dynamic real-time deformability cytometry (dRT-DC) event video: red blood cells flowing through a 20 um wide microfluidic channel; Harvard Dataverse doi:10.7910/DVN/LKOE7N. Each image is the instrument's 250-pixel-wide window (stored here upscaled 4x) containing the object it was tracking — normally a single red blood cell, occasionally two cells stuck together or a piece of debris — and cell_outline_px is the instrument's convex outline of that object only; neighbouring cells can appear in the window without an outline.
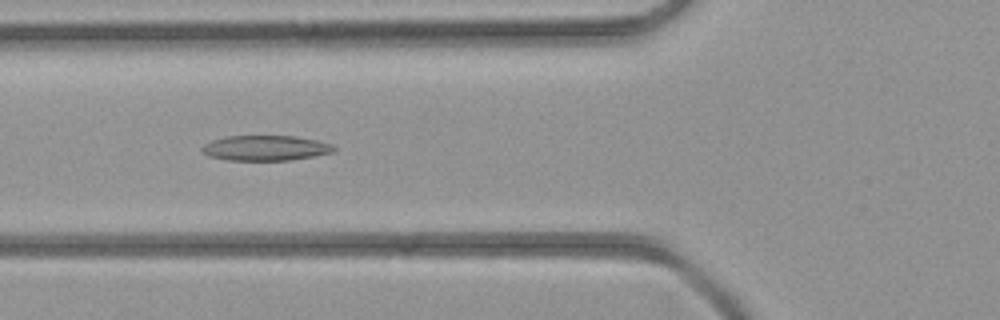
{"species": "common noctule bat (a hibernating species)", "species_latin": "Nyctalus noctula", "temperature_condition": "room temperature", "stored_images_in_passage": 43, "camera_frame_rate_fps": 3000, "um_per_image_px": 0.085, "animal": {"sex": "female", "body_mass_g": 21.9}, "frame": {"image": 1, "passage_image": 16, "time_ms": 5.0, "image_size_px": [1000, 320], "cell_outline_px": [[336, 148], [332, 152], [312, 156], [288, 160], [228, 160], [208, 156], [200, 152], [200, 148], [204, 144], [212, 140], [224, 136], [296, 136], [316, 140], [332, 144]], "centroid_in_image_um": [22.5, 12.57], "position_along_channel_um": 103.3, "area_um2": 19.36}}
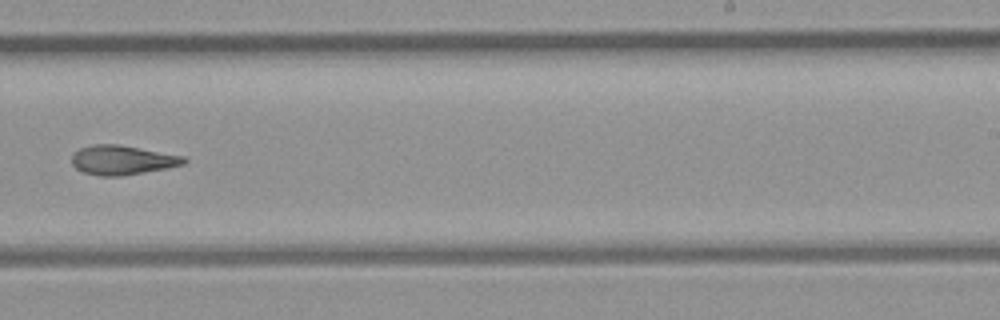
{"frame": {"image": 2, "passage_image": 27, "time_ms": 8.667, "image_size_px": [1000, 320], "cell_outline_px": [[188, 160], [184, 164], [168, 168], [120, 176], [100, 176], [84, 172], [76, 168], [72, 164], [72, 152], [80, 148], [92, 144], [120, 144], [184, 156]], "centroid_in_image_um": [10.39, 13.59], "position_along_channel_um": 278.6, "area_um2": 19.31}}
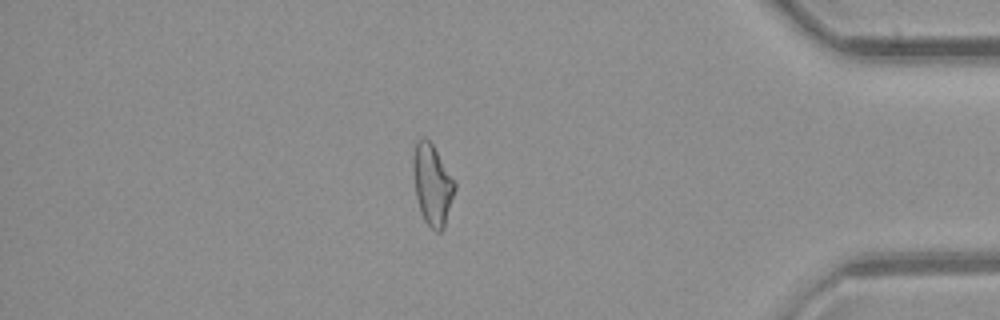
{"frame": {"image": 3, "passage_image": 37, "time_ms": 12.0, "image_size_px": [1000, 320], "cell_outline_px": [[456, 188], [444, 228], [440, 232], [436, 232], [424, 220], [420, 212], [416, 196], [412, 168], [412, 156], [416, 140], [424, 136], [432, 144], [456, 180]], "centroid_in_image_um": [36.75, 15.67], "position_along_channel_um": 398.5, "area_um2": 19.94}}